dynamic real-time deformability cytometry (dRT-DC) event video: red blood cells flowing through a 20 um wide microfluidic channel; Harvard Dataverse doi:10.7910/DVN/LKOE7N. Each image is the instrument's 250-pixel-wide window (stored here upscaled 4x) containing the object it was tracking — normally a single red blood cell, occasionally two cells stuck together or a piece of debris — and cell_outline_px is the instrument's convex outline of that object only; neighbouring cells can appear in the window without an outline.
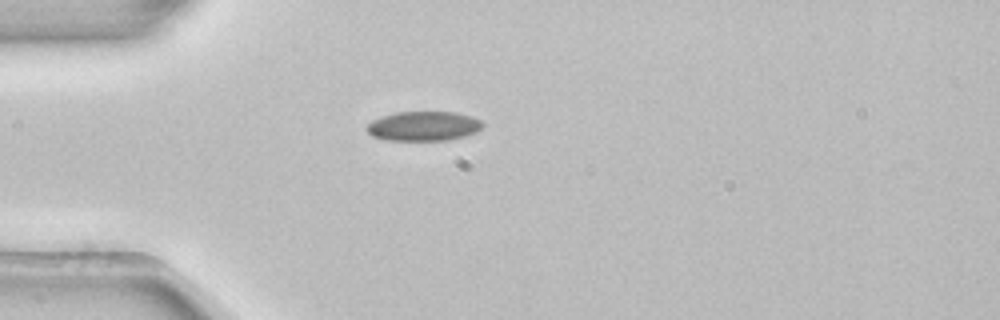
{"species": "common noctule bat (a hibernating species)", "species_latin": "Nyctalus noctula", "temperature_condition": "room temperature", "stored_images_in_passage": 1, "camera_frame_rate_fps": 3000, "um_per_image_px": 0.085, "animal": {"sex": "female", "body_mass_g": 22.7, "forearm_length_mm": 54.2}, "frame": {"image": 1, "passage_image": 1, "time_ms": 0.0, "image_size_px": [1000, 320], "cell_outline_px": [[484, 128], [476, 132], [464, 136], [448, 140], [388, 140], [372, 136], [364, 128], [372, 120], [380, 116], [396, 112], [456, 112], [472, 116], [480, 120], [484, 124]], "centroid_in_image_um": [36.01, 10.71], "position_along_channel_um": 49.0, "area_um2": 20.11}}